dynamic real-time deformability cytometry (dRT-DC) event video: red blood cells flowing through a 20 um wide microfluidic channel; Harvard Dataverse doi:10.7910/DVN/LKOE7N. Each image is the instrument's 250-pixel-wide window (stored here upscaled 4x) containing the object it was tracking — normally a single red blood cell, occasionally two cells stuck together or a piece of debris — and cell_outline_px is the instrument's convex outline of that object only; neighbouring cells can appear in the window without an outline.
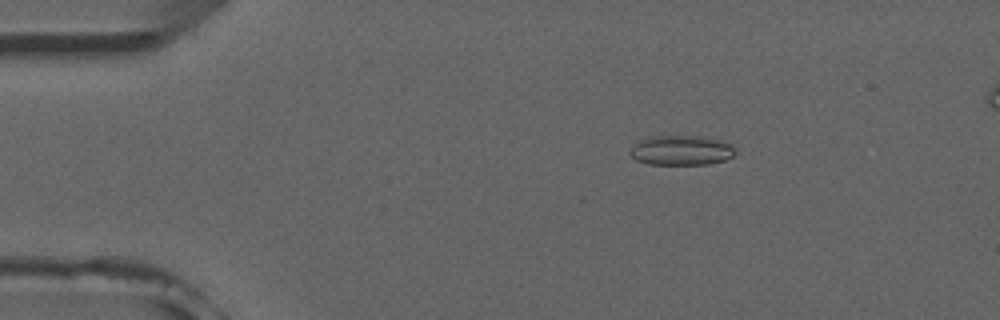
{"species": "common noctule bat (a hibernating species)", "species_latin": "Nyctalus noctula", "temperature_condition": "room temperature", "stored_images_in_passage": 53, "camera_frame_rate_fps": 3000, "um_per_image_px": 0.085, "animal": {"sex": "male", "forearm_length_mm": 52.5}, "frame": {"image": 1, "passage_image": 9, "time_ms": 2.667, "image_size_px": [1000, 320], "cell_outline_px": [[736, 152], [732, 156], [724, 160], [708, 164], [648, 164], [636, 160], [628, 152], [640, 140], [652, 136], [700, 136], [724, 140], [732, 144]], "centroid_in_image_um": [57.94, 12.77], "position_along_channel_um": 27.1, "area_um2": 18.26}}
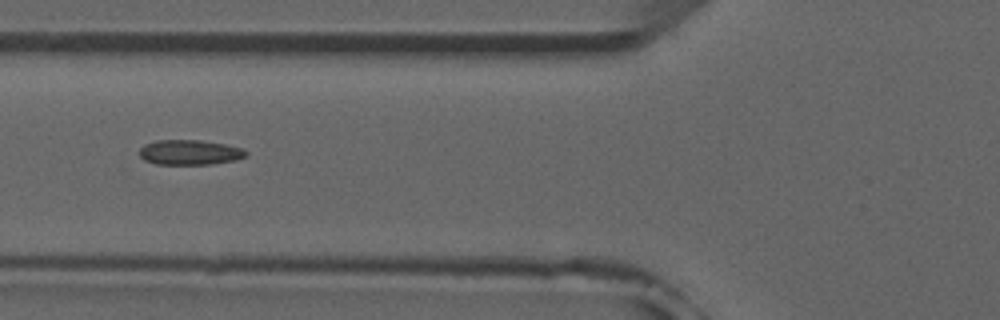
{"frame": {"image": 2, "passage_image": 20, "time_ms": 6.333, "image_size_px": [1000, 320], "cell_outline_px": [[248, 156], [236, 160], [212, 164], [156, 164], [144, 160], [140, 156], [140, 148], [144, 144], [156, 140], [200, 140], [224, 144], [240, 148], [248, 152]], "centroid_in_image_um": [16.13, 12.95], "position_along_channel_um": 109.7, "area_um2": 15.55}}
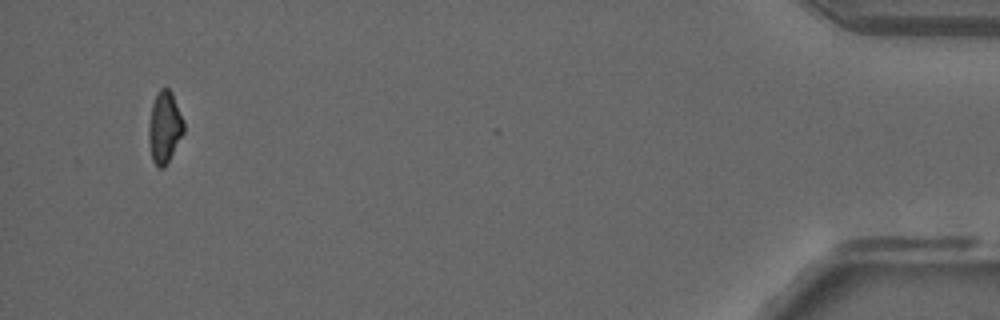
{"frame": {"image": 3, "passage_image": 50, "time_ms": 16.333, "image_size_px": [1000, 320], "cell_outline_px": [[184, 132], [164, 168], [160, 168], [152, 160], [148, 140], [148, 128], [152, 104], [156, 92], [160, 88], [168, 88], [172, 92], [184, 120]], "centroid_in_image_um": [13.98, 10.78], "position_along_channel_um": 421.2, "area_um2": 14.68}, "authors_computed_cell_mechanics": {"area_um2": 15.5482, "velocity_mm_per_s": 3.9379, "shape_relaxation_time_tau1_ms": null, "shape_relaxation_time_tau2_ms": 4.3941, "deformation_change_tau1": null, "deformation_change_tau2": 0.1094}}